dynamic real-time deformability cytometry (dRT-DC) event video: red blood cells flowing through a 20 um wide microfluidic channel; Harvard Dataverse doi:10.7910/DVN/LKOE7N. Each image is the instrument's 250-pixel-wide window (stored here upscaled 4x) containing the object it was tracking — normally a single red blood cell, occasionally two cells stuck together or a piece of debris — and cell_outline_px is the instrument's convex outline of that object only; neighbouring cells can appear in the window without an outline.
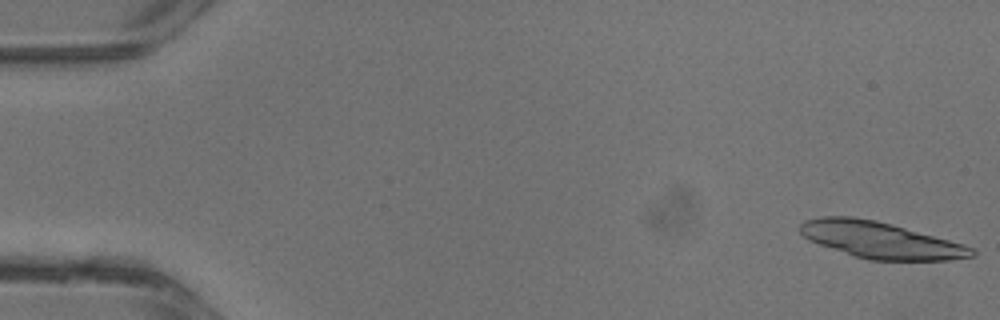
{"species": "common noctule bat (a hibernating species)", "species_latin": "Nyctalus noctula", "temperature_condition": "warm", "stored_images_in_passage": 37, "camera_frame_rate_fps": 3000, "um_per_image_px": 0.085, "animal": {"sex": "male", "body_mass_g": 13.3}, "frame": {"image": 1, "passage_image": 1, "time_ms": 0.0, "image_size_px": [1000, 320], "cell_outline_px": [[976, 252], [972, 256], [948, 260], [868, 260], [808, 240], [800, 232], [800, 224], [804, 220], [824, 216], [852, 216], [876, 220], [892, 224], [964, 244], [972, 248]], "centroid_in_image_um": [74.83, 20.39], "position_along_channel_um": 10.2, "area_um2": 36.13}}
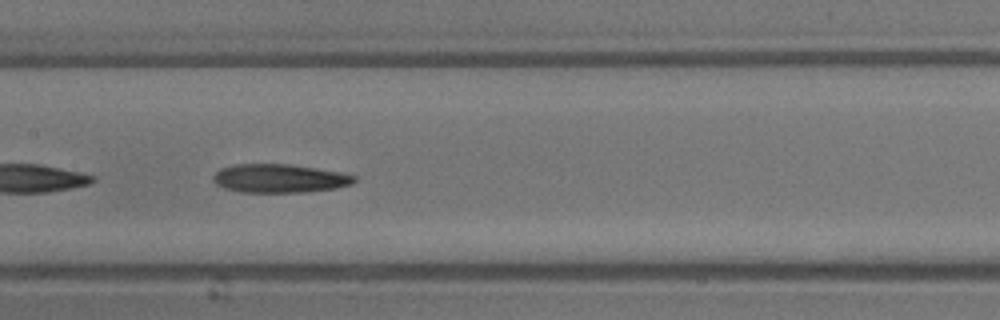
{"frame": {"image": 2, "passage_image": 19, "time_ms": 6.0, "image_size_px": [1000, 320], "cell_outline_px": [[356, 180], [352, 184], [332, 188], [308, 192], [240, 192], [224, 188], [216, 184], [212, 180], [212, 176], [220, 168], [236, 164], [288, 164], [316, 168], [340, 172], [356, 176]], "centroid_in_image_um": [23.72, 15.16], "position_along_channel_um": 183.7, "area_um2": 23.47}}
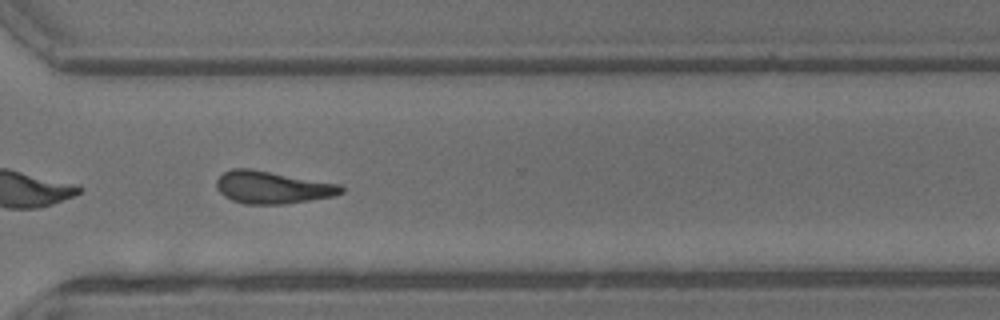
{"frame": {"image": 3, "passage_image": 28, "time_ms": 9.0, "image_size_px": [1000, 320], "cell_outline_px": [[344, 192], [336, 196], [284, 204], [244, 204], [232, 200], [224, 196], [216, 188], [216, 180], [224, 172], [232, 168], [252, 168], [340, 184], [344, 188]], "centroid_in_image_um": [23.16, 15.92], "position_along_channel_um": 347.4, "area_um2": 23.81}}